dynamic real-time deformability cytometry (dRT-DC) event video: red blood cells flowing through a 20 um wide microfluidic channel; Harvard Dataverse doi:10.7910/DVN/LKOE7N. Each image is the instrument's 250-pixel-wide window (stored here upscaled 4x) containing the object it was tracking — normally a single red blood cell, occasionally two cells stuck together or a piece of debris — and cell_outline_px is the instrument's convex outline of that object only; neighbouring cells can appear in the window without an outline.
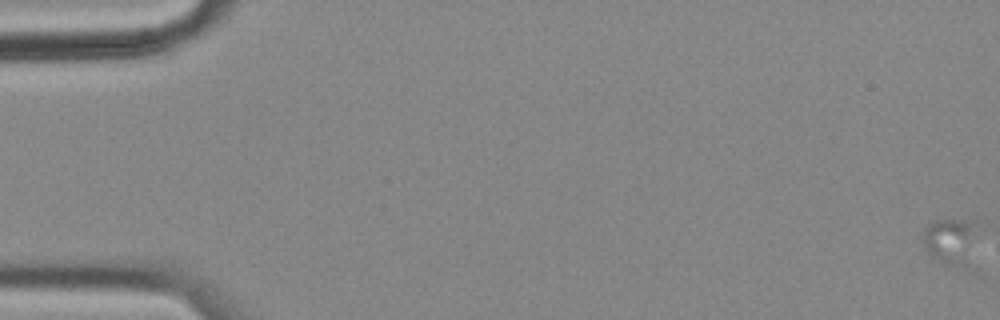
{"species": "common noctule bat (a hibernating species)", "species_latin": "Nyctalus noctula", "temperature_condition": "cold", "stored_images_in_passage": 4, "camera_frame_rate_fps": 3000, "um_per_image_px": 0.085, "animal": {"sex": "female", "body_mass_g": 18.4}, "frame": {"image": 1, "passage_image": 1, "time_ms": 0.0, "image_size_px": [1000, 320], "cell_outline_px": [[976, 220], [964, 264], [940, 264], [924, 248], [924, 228], [932, 220], [976, 216]], "centroid_in_image_um": [80.69, 20.33], "position_along_channel_um": 4.3, "area_um2": 14.1}}